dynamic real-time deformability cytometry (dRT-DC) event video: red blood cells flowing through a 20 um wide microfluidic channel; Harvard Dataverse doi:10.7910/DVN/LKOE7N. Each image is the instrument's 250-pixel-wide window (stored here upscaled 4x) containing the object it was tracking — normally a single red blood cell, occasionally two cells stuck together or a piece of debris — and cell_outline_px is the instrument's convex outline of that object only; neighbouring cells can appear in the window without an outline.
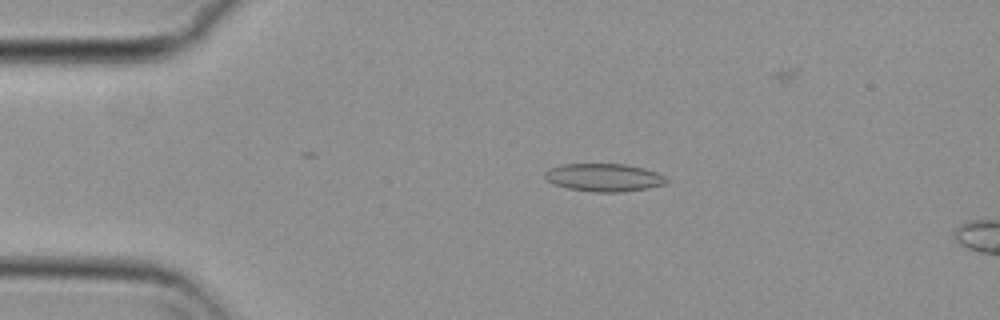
{"species": "common noctule bat (a hibernating species)", "species_latin": "Nyctalus noctula", "temperature_condition": "cold", "stored_images_in_passage": 45, "camera_frame_rate_fps": 3000, "um_per_image_px": 0.085, "animal": {"sex": "female", "body_mass_g": 29.2, "forearm_length_mm": 56.3}, "frame": {"image": 1, "passage_image": 11, "time_ms": 3.333, "image_size_px": [1000, 320], "cell_outline_px": [[668, 184], [648, 188], [620, 192], [596, 192], [568, 188], [556, 184], [548, 180], [544, 176], [544, 172], [548, 168], [564, 164], [624, 164], [644, 168], [656, 172], [664, 176], [668, 180]], "centroid_in_image_um": [51.36, 15.08], "position_along_channel_um": 33.6, "area_um2": 19.71}}
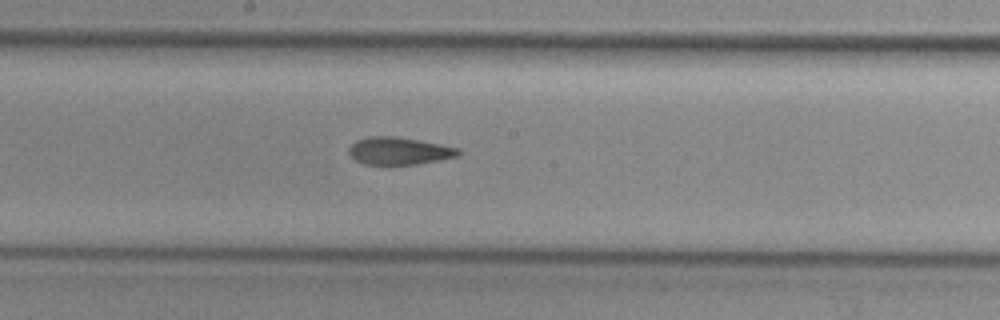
{"frame": {"image": 2, "passage_image": 29, "time_ms": 9.333, "image_size_px": [1000, 320], "cell_outline_px": [[460, 156], [416, 164], [364, 164], [356, 160], [348, 152], [348, 148], [356, 140], [368, 136], [396, 136], [440, 144], [460, 148]], "centroid_in_image_um": [33.92, 12.82], "position_along_channel_um": 214.3, "area_um2": 17.46}}
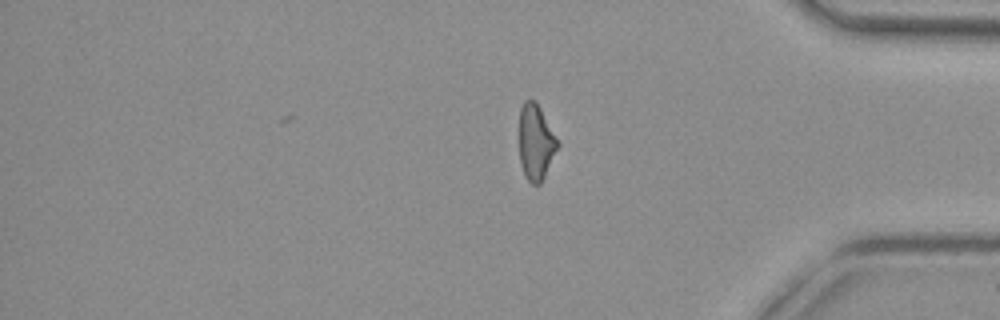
{"frame": {"image": 3, "passage_image": 45, "time_ms": 14.667, "image_size_px": [1000, 320], "cell_outline_px": [[560, 144], [540, 184], [532, 184], [524, 176], [520, 160], [520, 108], [524, 100], [536, 100]], "centroid_in_image_um": [45.54, 12.08], "position_along_channel_um": 389.7, "area_um2": 16.76}, "authors_computed_cell_mechanics": {"area_um2": 18.207, "velocity_mm_per_s": 3.7106, "shape_relaxation_time_tau1_ms": null, "shape_relaxation_time_tau2_ms": 3.6961, "deformation_change_tau1": null, "deformation_change_tau2": 0.1076}}